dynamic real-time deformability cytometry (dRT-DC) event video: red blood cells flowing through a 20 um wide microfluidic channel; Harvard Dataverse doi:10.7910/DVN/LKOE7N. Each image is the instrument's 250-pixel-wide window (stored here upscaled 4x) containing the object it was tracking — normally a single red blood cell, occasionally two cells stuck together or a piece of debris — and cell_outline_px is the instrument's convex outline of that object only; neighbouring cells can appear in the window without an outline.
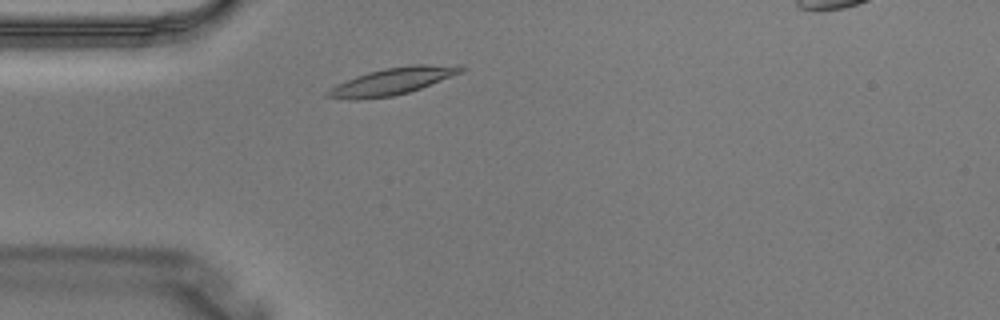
{"species": "Egyptian fruit bat (a non-hibernating species)", "species_latin": "Rousettus aegyptiacus", "temperature_condition": "warm", "stored_images_in_passage": 1, "camera_frame_rate_fps": 3000, "um_per_image_px": 0.085, "animal": {"sex": "male"}, "frame": {"image": 1, "passage_image": 1, "time_ms": 0.0, "image_size_px": [1000, 320], "cell_outline_px": [[468, 68], [464, 72], [420, 88], [408, 92], [392, 96], [356, 100], [348, 100], [324, 96], [324, 92], [328, 88], [336, 84], [356, 76], [368, 72], [384, 68], [412, 64], [460, 64]], "centroid_in_image_um": [33.38, 6.89], "position_along_channel_um": 51.6, "area_um2": 21.39}}